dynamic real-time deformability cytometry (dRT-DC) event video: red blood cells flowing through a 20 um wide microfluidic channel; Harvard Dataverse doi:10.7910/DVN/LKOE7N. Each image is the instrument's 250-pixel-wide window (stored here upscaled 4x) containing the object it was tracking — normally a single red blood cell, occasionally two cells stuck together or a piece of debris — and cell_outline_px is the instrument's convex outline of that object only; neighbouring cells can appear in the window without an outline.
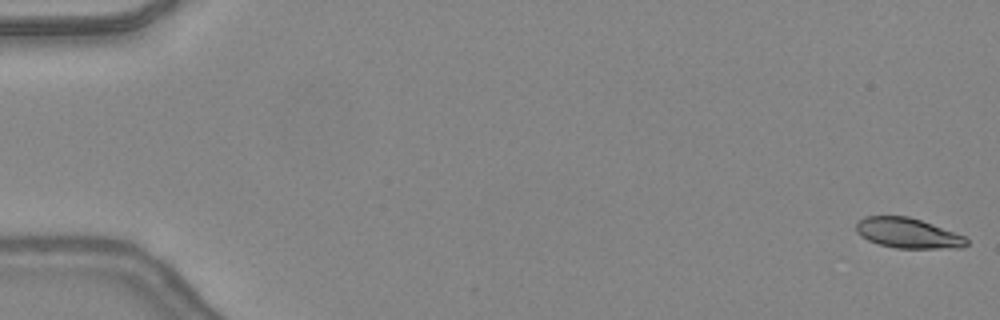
{"species": "common noctule bat (a hibernating species)", "species_latin": "Nyctalus noctula", "temperature_condition": "warm", "stored_images_in_passage": 48, "camera_frame_rate_fps": 3000, "um_per_image_px": 0.085, "animal": {"sex": "female", "body_mass_g": 24.6, "forearm_length_mm": 56.2}, "frame": {"image": 1, "passage_image": 1, "time_ms": 0.0, "image_size_px": [1000, 320], "cell_outline_px": [[968, 244], [960, 248], [896, 248], [880, 244], [868, 240], [860, 236], [856, 232], [856, 224], [864, 216], [908, 216], [932, 224], [964, 236], [968, 240]], "centroid_in_image_um": [77.15, 19.81], "position_along_channel_um": 7.9, "area_um2": 19.25}}
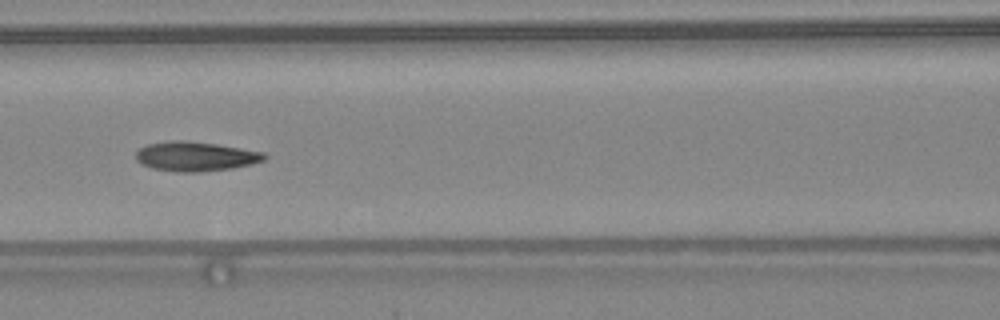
{"frame": {"image": 2, "passage_image": 22, "time_ms": 7.0, "image_size_px": [1000, 320], "cell_outline_px": [[268, 156], [264, 160], [252, 164], [232, 168], [200, 172], [176, 172], [152, 168], [140, 164], [136, 160], [136, 152], [140, 148], [148, 144], [168, 140], [184, 140], [216, 144], [264, 152]], "centroid_in_image_um": [16.6, 13.29], "position_along_channel_um": 150.0, "area_um2": 22.2}}
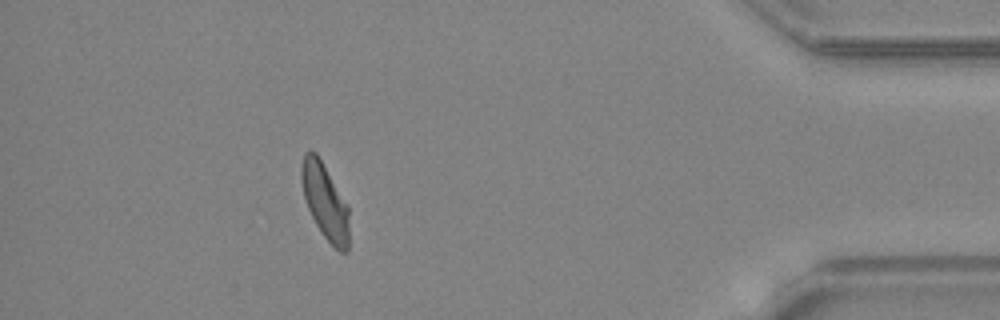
{"frame": {"image": 3, "passage_image": 43, "time_ms": 14.0, "image_size_px": [1000, 320], "cell_outline_px": [[348, 252], [340, 252], [324, 236], [316, 224], [308, 208], [304, 196], [300, 180], [300, 168], [304, 152], [312, 148], [316, 152], [348, 204]], "centroid_in_image_um": [27.6, 17.06], "position_along_channel_um": 407.6, "area_um2": 21.04}, "authors_computed_cell_mechanics": {"area_um2": 21.1837, "velocity_mm_per_s": 4.3991, "shape_relaxation_time_tau1_ms": 4.1061, "shape_relaxation_time_tau2_ms": 2.1322, "deformation_change_tau1": 0.1811, "deformation_change_tau2": 0.0977}}